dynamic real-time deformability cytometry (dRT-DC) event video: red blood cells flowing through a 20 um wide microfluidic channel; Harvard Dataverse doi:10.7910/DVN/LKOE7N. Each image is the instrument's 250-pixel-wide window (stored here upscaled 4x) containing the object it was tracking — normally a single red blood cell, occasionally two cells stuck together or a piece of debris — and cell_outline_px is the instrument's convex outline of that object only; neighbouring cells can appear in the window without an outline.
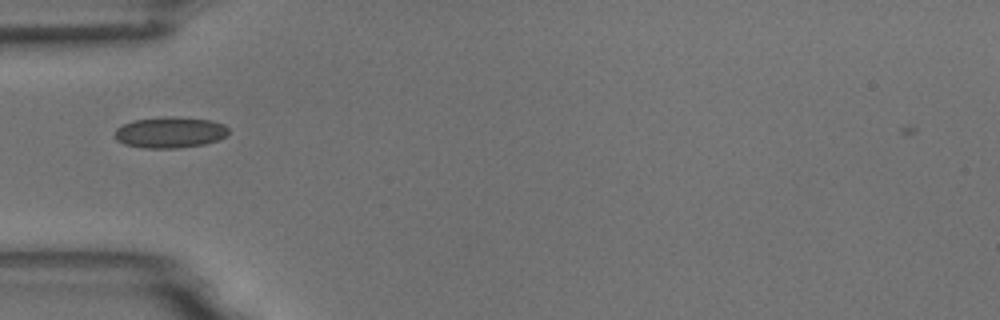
{"species": "common noctule bat (a hibernating species)", "species_latin": "Nyctalus noctula", "temperature_condition": "room temperature", "stored_images_in_passage": 9, "camera_frame_rate_fps": 3000, "um_per_image_px": 0.085, "animal": {"sex": "male", "body_mass_g": 18.8}, "frame": {"image": 1, "passage_image": 3, "time_ms": 0.667, "image_size_px": [1000, 320], "cell_outline_px": [[228, 136], [220, 140], [204, 144], [180, 148], [144, 148], [124, 144], [116, 140], [116, 128], [132, 120], [164, 116], [172, 116], [212, 120], [224, 124], [228, 128]], "centroid_in_image_um": [14.49, 11.25], "position_along_channel_um": 70.5, "area_um2": 20.87}}